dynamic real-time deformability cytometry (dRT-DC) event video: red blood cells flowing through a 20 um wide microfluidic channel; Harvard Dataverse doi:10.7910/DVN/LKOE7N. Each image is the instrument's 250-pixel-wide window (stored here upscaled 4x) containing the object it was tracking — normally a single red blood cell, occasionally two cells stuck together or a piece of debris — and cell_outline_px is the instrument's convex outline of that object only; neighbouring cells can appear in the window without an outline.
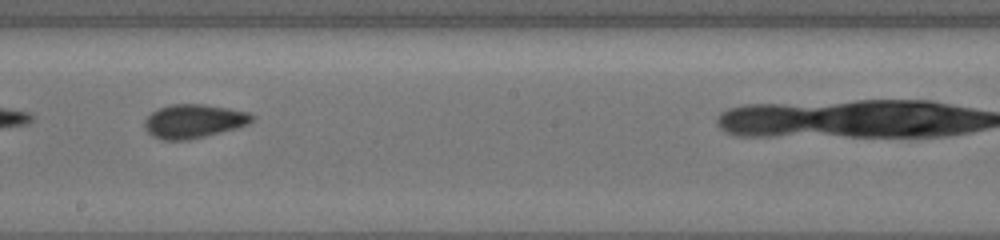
{"species": "common noctule bat (a hibernating species)", "species_latin": "Nyctalus noctula", "temperature_condition": "cold", "stored_images_in_passage": 14, "camera_frame_rate_fps": 3000, "um_per_image_px": 0.085, "animal": {"sex": "female", "body_mass_g": 19.5, "forearm_length_mm": 54.1}, "frame": {"image": 1, "passage_image": 12, "time_ms": 11.0, "image_size_px": [1000, 240], "cell_outline_px": [[256, 116], [248, 124], [236, 128], [188, 140], [160, 140], [152, 136], [144, 128], [144, 120], [152, 112], [160, 108], [172, 104], [204, 104], [228, 108], [248, 112]], "centroid_in_image_um": [16.45, 10.3], "position_along_channel_um": 231.8, "area_um2": 21.1}}